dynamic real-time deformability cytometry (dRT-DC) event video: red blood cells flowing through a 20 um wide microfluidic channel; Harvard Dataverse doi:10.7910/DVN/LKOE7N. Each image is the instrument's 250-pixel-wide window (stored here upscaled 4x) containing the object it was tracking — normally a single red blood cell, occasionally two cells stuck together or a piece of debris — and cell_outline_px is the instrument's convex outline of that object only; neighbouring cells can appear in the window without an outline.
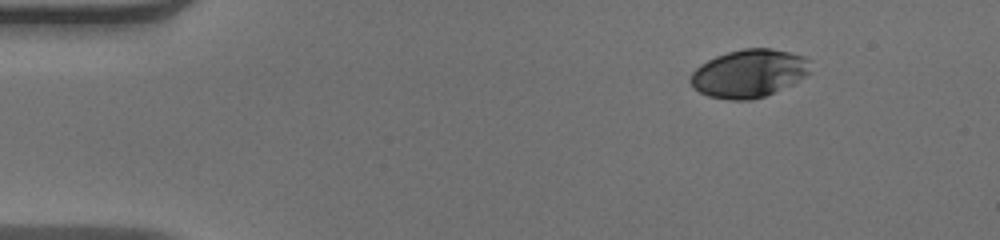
{"species": "human", "species_latin": "Homo sapiens", "temperature_condition": "warm", "stored_images_in_passage": 47, "camera_frame_rate_fps": 3000, "um_per_image_px": 0.085, "donor": {"sex": "male"}, "frame": {"image": 1, "passage_image": 1, "time_ms": 0.0, "image_size_px": [1000, 240], "cell_outline_px": [[812, 72], [792, 84], [764, 96], [752, 100], [732, 100], [708, 96], [692, 88], [688, 80], [692, 72], [700, 64], [716, 56], [728, 52], [744, 48], [772, 48], [804, 56], [808, 60]], "centroid_in_image_um": [63.64, 6.24], "position_along_channel_um": 21.4, "area_um2": 33.64}}
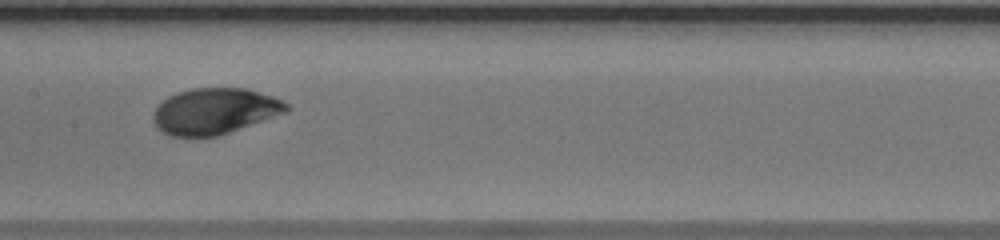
{"frame": {"image": 2, "passage_image": 21, "time_ms": 6.667, "image_size_px": [1000, 240], "cell_outline_px": [[288, 112], [216, 136], [172, 136], [156, 128], [152, 120], [152, 112], [168, 96], [192, 88], [244, 88], [272, 96], [288, 104]], "centroid_in_image_um": [18.22, 9.45], "position_along_channel_um": 189.2, "area_um2": 35.37}}
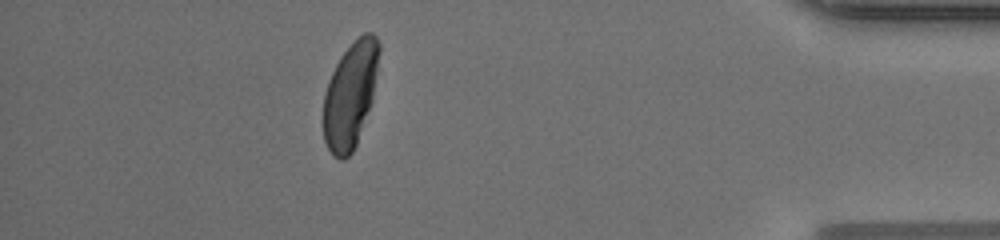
{"frame": {"image": 3, "passage_image": 41, "time_ms": 13.333, "image_size_px": [1000, 240], "cell_outline_px": [[380, 52], [372, 100], [356, 144], [352, 152], [344, 160], [340, 160], [332, 156], [324, 140], [324, 92], [328, 80], [340, 56], [364, 32], [372, 32], [376, 36], [380, 44]], "centroid_in_image_um": [29.77, 8.07], "position_along_channel_um": 405.4, "area_um2": 34.1}, "authors_computed_cell_mechanics": {"area_um2": 35.2002, "velocity_mm_per_s": 3.9349, "shape_relaxation_time_tau1_ms": 3.102, "shape_relaxation_time_tau2_ms": null, "deformation_change_tau1": 0.1524, "deformation_change_tau2": null}}